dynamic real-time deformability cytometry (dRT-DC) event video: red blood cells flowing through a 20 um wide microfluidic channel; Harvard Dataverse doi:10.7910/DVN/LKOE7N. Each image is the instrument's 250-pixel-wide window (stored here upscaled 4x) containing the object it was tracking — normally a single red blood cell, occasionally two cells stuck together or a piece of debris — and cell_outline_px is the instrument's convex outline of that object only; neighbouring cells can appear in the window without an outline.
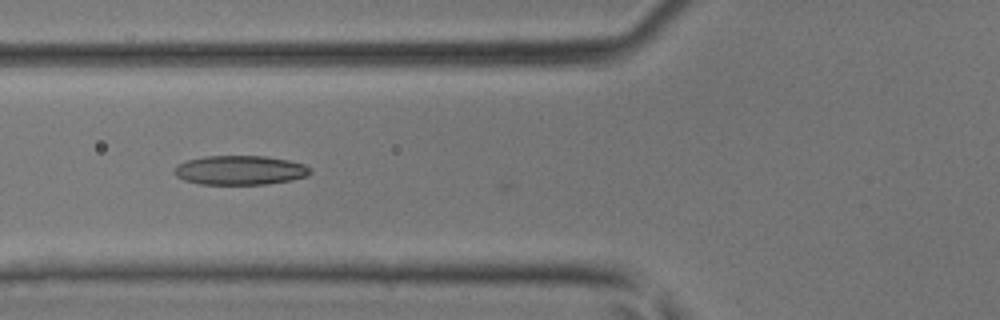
{"species": "common noctule bat (a hibernating species)", "species_latin": "Nyctalus noctula", "temperature_condition": "room temperature", "stored_images_in_passage": 40, "camera_frame_rate_fps": 3000, "um_per_image_px": 0.085, "animal": {"sex": "male", "body_mass_g": 17.9, "forearm_length_mm": 54.2}, "frame": {"image": 1, "passage_image": 13, "time_ms": 4.0, "image_size_px": [1000, 320], "cell_outline_px": [[312, 172], [308, 176], [292, 180], [264, 184], [200, 184], [184, 180], [176, 176], [172, 172], [176, 164], [188, 160], [204, 156], [264, 156], [288, 160], [304, 164], [312, 168]], "centroid_in_image_um": [20.4, 14.46], "position_along_channel_um": 105.4, "area_um2": 23.35}}
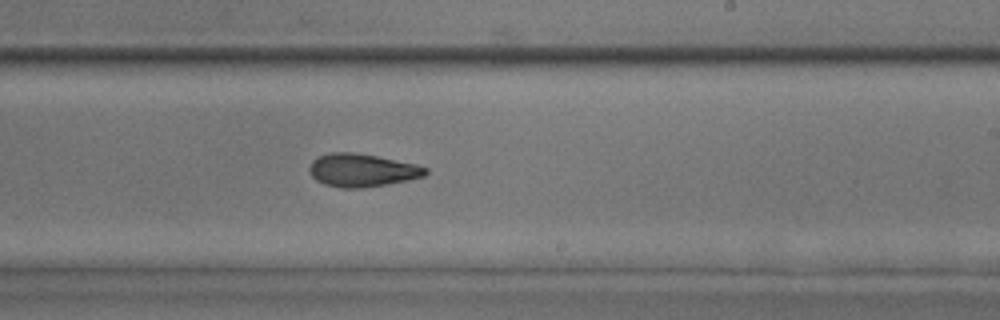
{"frame": {"image": 2, "passage_image": 23, "time_ms": 7.333, "image_size_px": [1000, 320], "cell_outline_px": [[428, 172], [424, 176], [408, 180], [388, 184], [364, 188], [340, 188], [324, 184], [316, 180], [312, 176], [308, 168], [312, 160], [328, 152], [356, 152], [416, 164], [428, 168]], "centroid_in_image_um": [30.76, 14.47], "position_along_channel_um": 258.2, "area_um2": 22.48}}
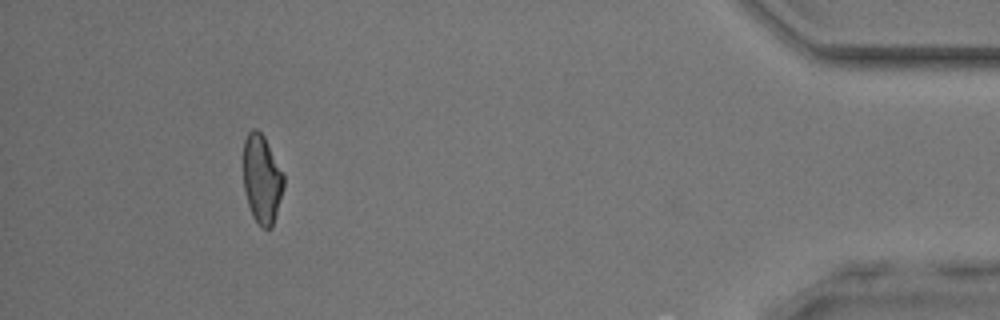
{"frame": {"image": 3, "passage_image": 37, "time_ms": 12.0, "image_size_px": [1000, 320], "cell_outline_px": [[284, 188], [272, 228], [260, 228], [252, 216], [248, 204], [244, 188], [244, 140], [248, 132], [252, 128], [256, 128], [264, 136], [284, 176]], "centroid_in_image_um": [22.26, 15.25], "position_along_channel_um": 412.9, "area_um2": 20.81}}